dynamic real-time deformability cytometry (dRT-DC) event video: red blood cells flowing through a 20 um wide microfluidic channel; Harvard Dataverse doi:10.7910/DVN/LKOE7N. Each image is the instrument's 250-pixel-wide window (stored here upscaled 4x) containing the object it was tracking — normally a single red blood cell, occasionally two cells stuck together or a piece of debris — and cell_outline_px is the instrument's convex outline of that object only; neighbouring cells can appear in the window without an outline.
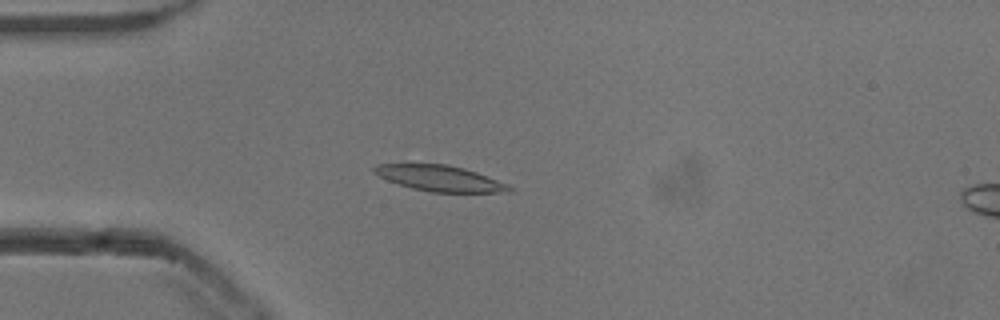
{"species": "common noctule bat (a hibernating species)", "species_latin": "Nyctalus noctula", "temperature_condition": "cold", "stored_images_in_passage": 47, "camera_frame_rate_fps": 3000, "um_per_image_px": 0.085, "animal": {"sex": "male", "body_mass_g": 13.3}, "frame": {"image": 1, "passage_image": 8, "time_ms": 2.333, "image_size_px": [1000, 320], "cell_outline_px": [[516, 188], [512, 192], [432, 192], [412, 188], [388, 180], [372, 172], [372, 168], [376, 164], [448, 164], [464, 168], [476, 172], [508, 184]], "centroid_in_image_um": [37.42, 15.15], "position_along_channel_um": 47.6, "area_um2": 20.23}}
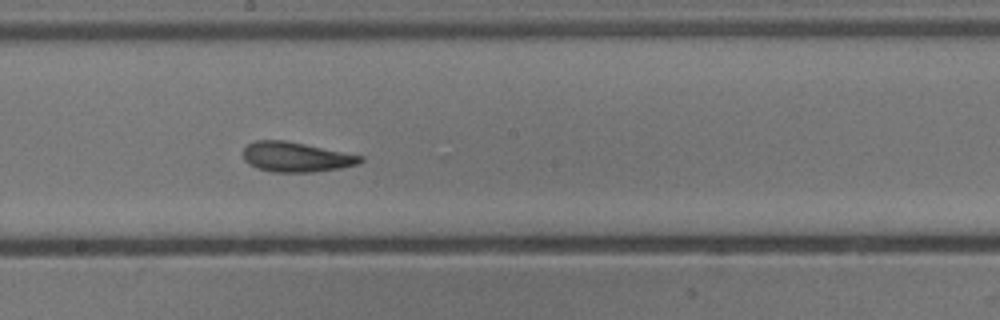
{"frame": {"image": 2, "passage_image": 23, "time_ms": 7.333, "image_size_px": [1000, 320], "cell_outline_px": [[364, 160], [356, 164], [340, 168], [312, 172], [272, 172], [256, 168], [248, 164], [244, 160], [244, 148], [248, 144], [256, 140], [284, 140], [364, 156]], "centroid_in_image_um": [25.14, 13.35], "position_along_channel_um": 223.1, "area_um2": 20.29}}
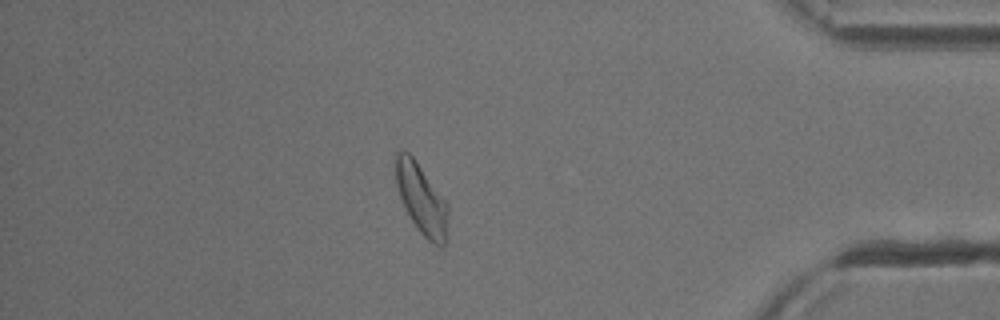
{"frame": {"image": 3, "passage_image": 40, "time_ms": 13.0, "image_size_px": [1000, 320], "cell_outline_px": [[448, 240], [444, 248], [440, 248], [432, 244], [416, 228], [404, 208], [396, 184], [396, 152], [400, 148], [408, 152], [416, 160], [448, 204]], "centroid_in_image_um": [35.86, 16.98], "position_along_channel_um": 399.3, "area_um2": 21.85}, "authors_computed_cell_mechanics": {"area_um2": 20.7502, "velocity_mm_per_s": 3.8012, "shape_relaxation_time_tau1_ms": 3.3152, "shape_relaxation_time_tau2_ms": 2.9049, "deformation_change_tau1": 0.1286, "deformation_change_tau2": 0.1034}}